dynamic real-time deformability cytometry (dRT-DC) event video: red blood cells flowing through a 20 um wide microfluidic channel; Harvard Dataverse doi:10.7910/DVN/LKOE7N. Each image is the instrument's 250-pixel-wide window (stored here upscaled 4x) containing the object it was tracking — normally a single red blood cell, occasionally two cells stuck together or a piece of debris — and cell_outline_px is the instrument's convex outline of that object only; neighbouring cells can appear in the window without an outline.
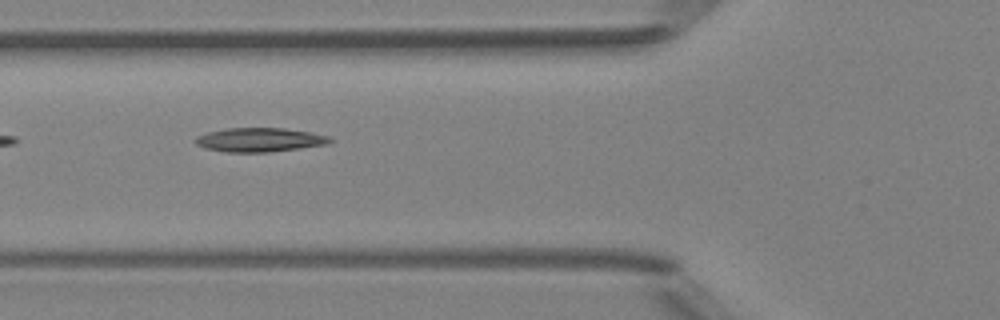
{"species": "Egyptian fruit bat (a non-hibernating species)", "species_latin": "Rousettus aegyptiacus", "temperature_condition": "room temperature", "stored_images_in_passage": 8, "camera_frame_rate_fps": 3000, "um_per_image_px": 0.085, "animal": {"sex": "female"}, "frame": {"image": 1, "passage_image": 5, "time_ms": 5.667, "image_size_px": [1000, 320], "cell_outline_px": [[332, 140], [328, 144], [300, 148], [268, 152], [224, 152], [204, 148], [196, 144], [196, 136], [208, 132], [228, 128], [284, 128], [308, 132], [328, 136]], "centroid_in_image_um": [22.04, 11.89], "position_along_channel_um": 103.8, "area_um2": 18.67}}
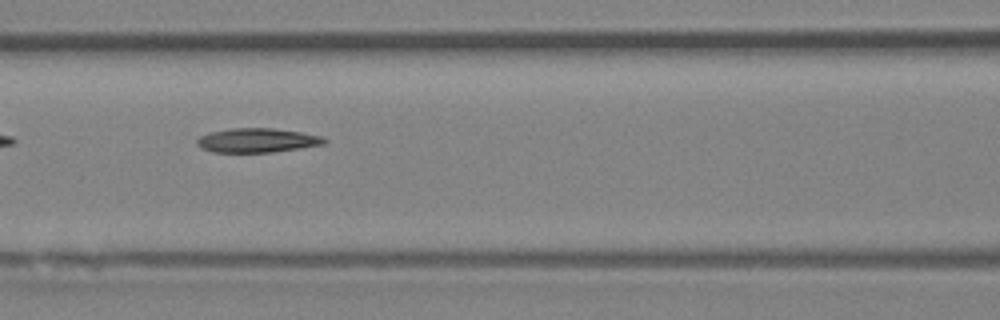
{"frame": {"image": 2, "passage_image": 6, "time_ms": 6.667, "image_size_px": [1000, 320], "cell_outline_px": [[328, 140], [324, 144], [300, 148], [272, 152], [212, 152], [200, 148], [196, 144], [196, 140], [200, 136], [208, 132], [232, 128], [272, 128], [300, 132], [324, 136]], "centroid_in_image_um": [21.84, 11.93], "position_along_channel_um": 144.8, "area_um2": 18.09}}
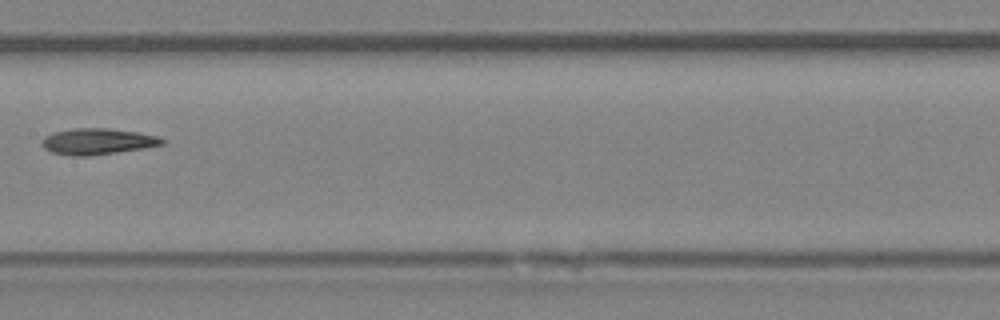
{"frame": {"image": 3, "passage_image": 7, "time_ms": 8.0, "image_size_px": [1000, 320], "cell_outline_px": [[164, 144], [144, 148], [88, 156], [72, 156], [52, 152], [44, 148], [40, 144], [44, 136], [52, 132], [72, 128], [108, 128], [136, 132], [156, 136], [164, 140]], "centroid_in_image_um": [8.23, 12.02], "position_along_channel_um": 199.2, "area_um2": 18.26}}